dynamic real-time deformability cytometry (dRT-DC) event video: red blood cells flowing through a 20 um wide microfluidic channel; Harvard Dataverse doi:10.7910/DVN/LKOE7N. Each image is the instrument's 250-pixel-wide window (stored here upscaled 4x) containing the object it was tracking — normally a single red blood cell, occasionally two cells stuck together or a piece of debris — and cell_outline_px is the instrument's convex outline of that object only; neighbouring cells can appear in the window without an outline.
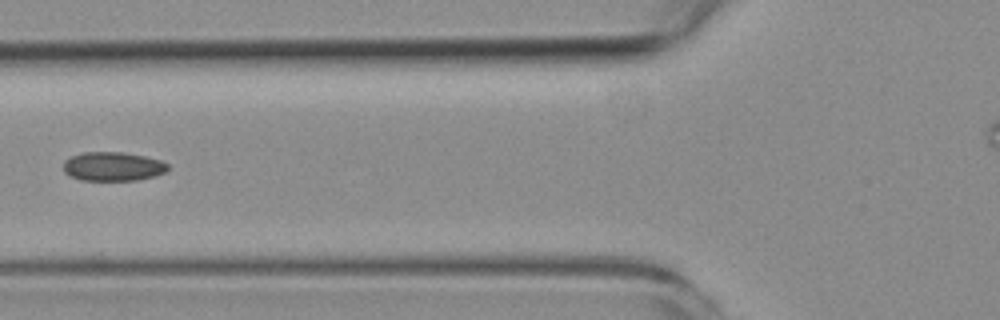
{"species": "common noctule bat (a hibernating species)", "species_latin": "Nyctalus noctula", "temperature_condition": "room temperature", "stored_images_in_passage": 5, "camera_frame_rate_fps": 3000, "um_per_image_px": 0.085, "animal": {"sex": "female", "body_mass_g": 19.3, "forearm_length_mm": 54.1}, "frame": {"image": 1, "passage_image": 5, "time_ms": 4.667, "image_size_px": [1000, 320], "cell_outline_px": [[168, 168], [164, 172], [152, 176], [136, 180], [80, 180], [68, 176], [64, 172], [64, 160], [72, 156], [84, 152], [124, 152], [144, 156], [160, 160], [168, 164]], "centroid_in_image_um": [9.55, 14.14], "position_along_channel_um": 116.2, "area_um2": 17.57}}